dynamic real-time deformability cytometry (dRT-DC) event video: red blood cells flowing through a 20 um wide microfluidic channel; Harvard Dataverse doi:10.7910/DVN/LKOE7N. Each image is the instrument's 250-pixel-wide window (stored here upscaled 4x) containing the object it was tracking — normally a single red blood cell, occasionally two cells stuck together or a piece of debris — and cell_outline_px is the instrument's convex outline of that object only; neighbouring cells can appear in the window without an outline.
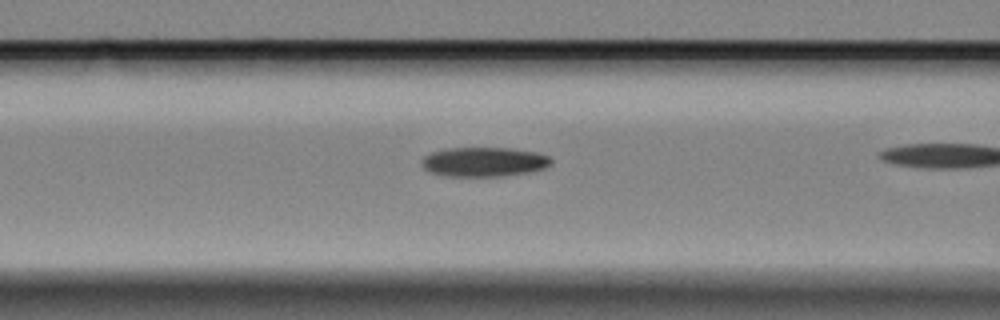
{"species": "Egyptian fruit bat (a non-hibernating species)", "species_latin": "Rousettus aegyptiacus", "temperature_condition": "cold", "stored_images_in_passage": 16, "camera_frame_rate_fps": 3000, "um_per_image_px": 0.085, "animal": {"sex": "female"}, "frame": {"image": 1, "passage_image": 10, "time_ms": 3.0, "image_size_px": [1000, 320], "cell_outline_px": [[552, 164], [544, 168], [532, 172], [504, 176], [448, 176], [428, 172], [420, 164], [420, 160], [424, 156], [432, 152], [448, 148], [508, 148], [540, 152], [548, 156], [552, 160]], "centroid_in_image_um": [41.15, 13.76], "position_along_channel_um": 125.5, "area_um2": 22.48}}
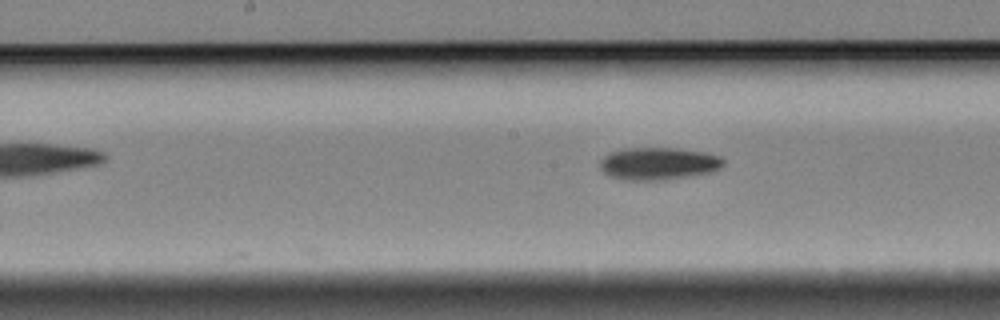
{"frame": {"image": 2, "passage_image": 16, "time_ms": 5.0, "image_size_px": [1000, 320], "cell_outline_px": [[724, 164], [720, 168], [712, 172], [664, 180], [624, 180], [608, 176], [600, 168], [600, 160], [604, 156], [612, 152], [624, 148], [672, 148], [704, 152], [720, 156], [724, 160]], "centroid_in_image_um": [55.95, 13.91], "position_along_channel_um": 192.2, "area_um2": 23.35}}